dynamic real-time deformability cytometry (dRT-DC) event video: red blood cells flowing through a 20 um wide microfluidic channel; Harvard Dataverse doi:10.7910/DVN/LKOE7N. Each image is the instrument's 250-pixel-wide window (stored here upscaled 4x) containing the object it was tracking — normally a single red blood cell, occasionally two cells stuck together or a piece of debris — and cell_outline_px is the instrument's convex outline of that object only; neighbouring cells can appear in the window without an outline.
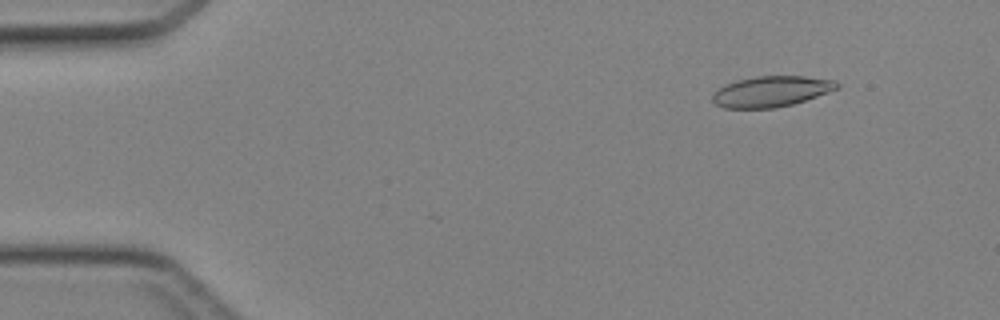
{"species": "Egyptian fruit bat (a non-hibernating species)", "species_latin": "Rousettus aegyptiacus", "temperature_condition": "cold", "stored_images_in_passage": 44, "camera_frame_rate_fps": 3000, "um_per_image_px": 0.085, "animal": {"sex": "female"}, "frame": {"image": 1, "passage_image": 5, "time_ms": 1.333, "image_size_px": [1000, 320], "cell_outline_px": [[840, 88], [792, 104], [776, 108], [724, 108], [716, 104], [712, 100], [712, 96], [724, 84], [736, 80], [756, 76], [804, 76], [836, 80], [840, 84]], "centroid_in_image_um": [65.57, 7.76], "position_along_channel_um": 19.4, "area_um2": 22.25}}
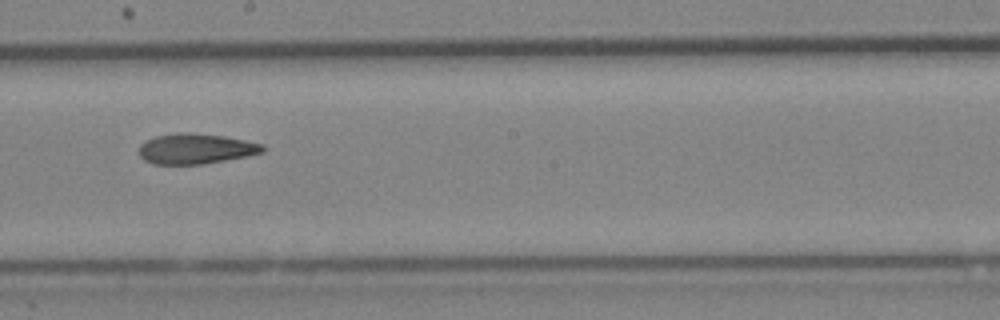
{"frame": {"image": 2, "passage_image": 25, "time_ms": 8.0, "image_size_px": [1000, 320], "cell_outline_px": [[264, 152], [248, 156], [200, 164], [152, 164], [144, 160], [140, 156], [140, 144], [144, 140], [156, 136], [224, 136], [264, 144]], "centroid_in_image_um": [16.66, 12.7], "position_along_channel_um": 231.5, "area_um2": 20.75}}
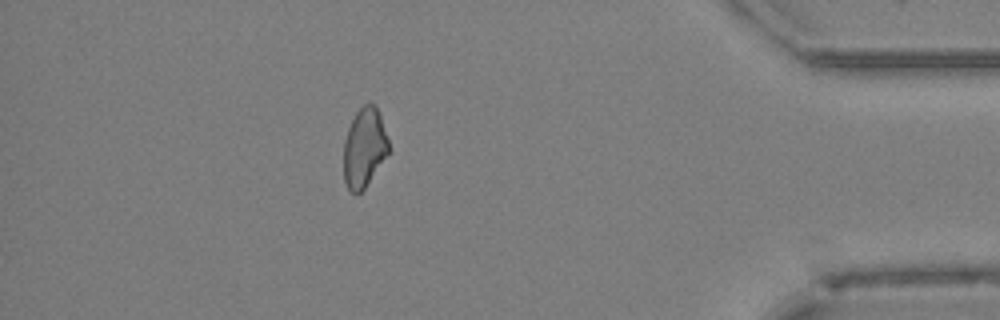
{"frame": {"image": 3, "passage_image": 39, "time_ms": 12.667, "image_size_px": [1000, 320], "cell_outline_px": [[388, 152], [364, 188], [356, 196], [348, 188], [344, 180], [344, 140], [348, 128], [356, 112], [368, 100], [376, 104], [388, 140]], "centroid_in_image_um": [30.94, 12.51], "position_along_channel_um": 404.3, "area_um2": 20.52}}